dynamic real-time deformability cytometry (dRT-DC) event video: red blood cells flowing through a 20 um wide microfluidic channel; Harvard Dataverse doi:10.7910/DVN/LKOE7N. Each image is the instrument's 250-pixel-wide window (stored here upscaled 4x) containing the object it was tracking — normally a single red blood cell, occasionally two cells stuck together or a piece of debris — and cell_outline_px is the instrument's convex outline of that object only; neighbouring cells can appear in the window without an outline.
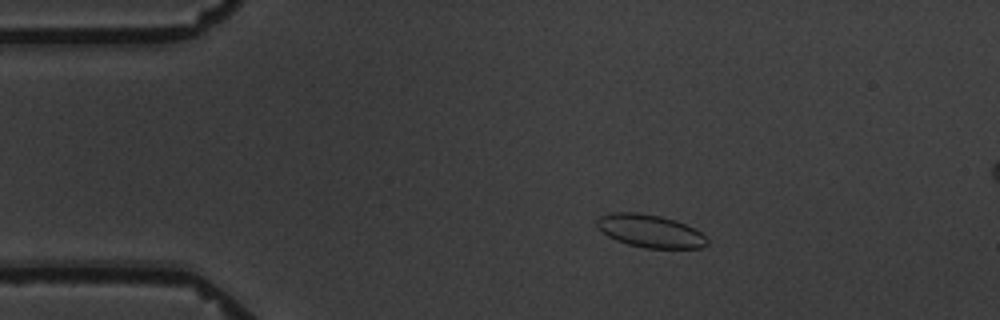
{"species": "common noctule bat (a hibernating species)", "species_latin": "Nyctalus noctula", "temperature_condition": "warm", "stored_images_in_passage": 6, "camera_frame_rate_fps": 3000, "um_per_image_px": 0.085, "animal": {"sex": "male", "body_mass_g": 19.5, "forearm_length_mm": 54.6}, "frame": {"image": 1, "passage_image": 3, "time_ms": 3.333, "image_size_px": [1000, 320], "cell_outline_px": [[708, 244], [700, 248], [644, 248], [628, 244], [616, 240], [608, 236], [596, 228], [596, 220], [600, 216], [612, 212], [636, 212], [660, 216], [676, 220], [700, 232], [708, 240]], "centroid_in_image_um": [55.22, 19.63], "position_along_channel_um": 29.8, "area_um2": 21.1}}